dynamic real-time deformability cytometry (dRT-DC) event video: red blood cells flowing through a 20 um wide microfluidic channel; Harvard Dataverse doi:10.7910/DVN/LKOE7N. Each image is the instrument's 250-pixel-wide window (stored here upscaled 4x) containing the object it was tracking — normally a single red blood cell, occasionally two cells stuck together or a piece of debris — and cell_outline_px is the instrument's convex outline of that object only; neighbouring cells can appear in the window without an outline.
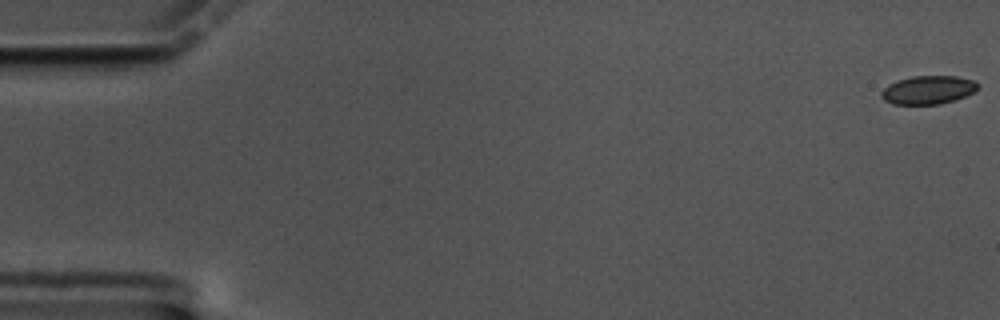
{"species": "common noctule bat (a hibernating species)", "species_latin": "Nyctalus noctula", "temperature_condition": "cold", "stored_images_in_passage": 11, "camera_frame_rate_fps": 3000, "um_per_image_px": 0.085, "animal": {"sex": "male", "body_mass_g": 17.5, "forearm_length_mm": 52.3}, "frame": {"image": 1, "passage_image": 1, "time_ms": 0.0, "image_size_px": [1000, 320], "cell_outline_px": [[980, 88], [956, 100], [940, 104], [892, 104], [884, 100], [880, 96], [880, 92], [888, 84], [896, 80], [912, 76], [956, 76], [972, 80], [980, 84]], "centroid_in_image_um": [78.87, 7.64], "position_along_channel_um": 6.1, "area_um2": 16.13}}